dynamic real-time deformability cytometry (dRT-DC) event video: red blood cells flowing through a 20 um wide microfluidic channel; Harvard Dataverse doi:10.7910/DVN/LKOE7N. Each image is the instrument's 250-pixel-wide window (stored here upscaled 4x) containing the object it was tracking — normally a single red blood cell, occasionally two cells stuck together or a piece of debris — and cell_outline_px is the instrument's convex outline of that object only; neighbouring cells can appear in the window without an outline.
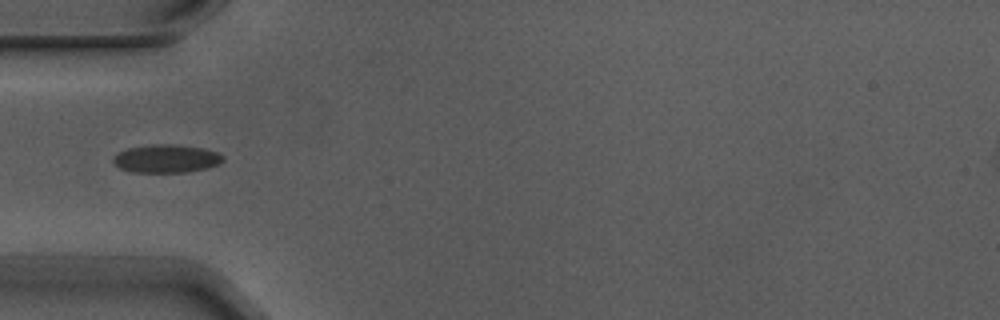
{"species": "Egyptian fruit bat (a non-hibernating species)", "species_latin": "Rousettus aegyptiacus", "temperature_condition": "warm", "stored_images_in_passage": 5, "camera_frame_rate_fps": 3000, "um_per_image_px": 0.085, "animal": {"sex": "male"}, "frame": {"image": 1, "passage_image": 4, "time_ms": 1.0, "image_size_px": [1000, 320], "cell_outline_px": [[224, 160], [220, 164], [208, 168], [188, 172], [132, 172], [120, 168], [112, 160], [112, 156], [128, 148], [152, 144], [172, 144], [204, 148], [216, 152], [224, 156]], "centroid_in_image_um": [14.16, 13.48], "position_along_channel_um": 70.8, "area_um2": 18.09}}